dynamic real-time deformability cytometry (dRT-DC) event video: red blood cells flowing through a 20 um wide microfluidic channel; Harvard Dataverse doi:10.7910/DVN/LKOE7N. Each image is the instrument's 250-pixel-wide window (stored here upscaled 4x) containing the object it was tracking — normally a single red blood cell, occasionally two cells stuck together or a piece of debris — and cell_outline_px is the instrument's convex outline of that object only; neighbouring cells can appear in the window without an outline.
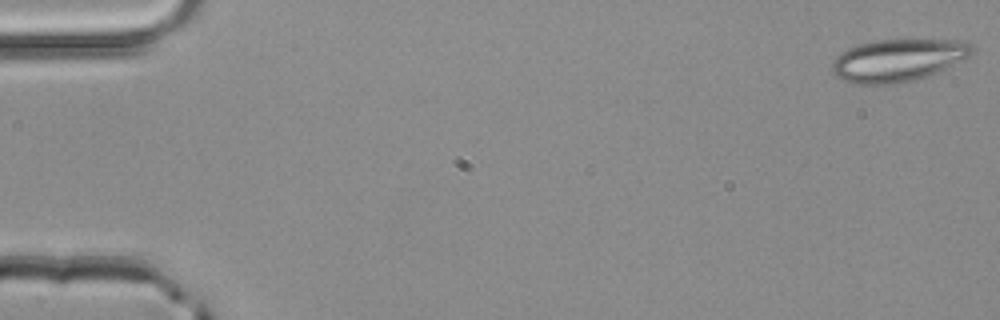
{"species": "common noctule bat (a hibernating species)", "species_latin": "Nyctalus noctula", "temperature_condition": "room temperature", "stored_images_in_passage": 4, "segment_of_instrument_passage": [2, 2], "camera_frame_rate_fps": 3000, "um_per_image_px": 0.085, "animal": {"sex": "male", "body_mass_g": 20.4}, "frame": {"image": 1, "passage_image": 4, "time_ms": 1.0, "image_size_px": [1000, 320], "cell_outline_px": [[972, 52], [968, 56], [928, 76], [884, 88], [852, 84], [840, 80], [832, 72], [832, 60], [840, 52], [848, 48], [872, 40], [968, 40], [972, 44]], "centroid_in_image_um": [76.23, 5.16], "position_along_channel_um": 8.8, "area_um2": 35.37}}